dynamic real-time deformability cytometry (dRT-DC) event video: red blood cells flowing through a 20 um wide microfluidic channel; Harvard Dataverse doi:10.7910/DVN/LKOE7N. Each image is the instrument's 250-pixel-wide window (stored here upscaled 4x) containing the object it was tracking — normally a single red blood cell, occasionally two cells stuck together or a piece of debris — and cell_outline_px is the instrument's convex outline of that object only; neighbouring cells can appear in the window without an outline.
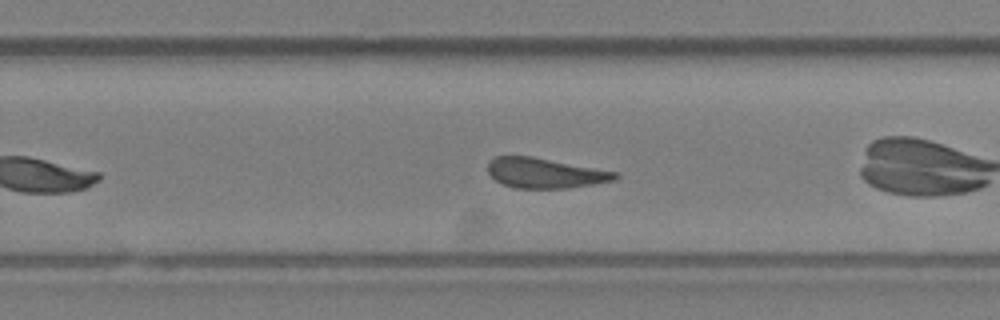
{"species": "Egyptian fruit bat (a non-hibernating species)", "species_latin": "Rousettus aegyptiacus", "temperature_condition": "room temperature", "stored_images_in_passage": 32, "camera_frame_rate_fps": 3000, "um_per_image_px": 0.085, "animal": {"sex": "female"}, "frame": {"image": 1, "passage_image": 19, "time_ms": 6.0, "image_size_px": [1000, 320], "cell_outline_px": [[620, 176], [616, 180], [568, 188], [512, 188], [496, 180], [488, 172], [488, 160], [496, 156], [532, 156], [620, 172]], "centroid_in_image_um": [46.36, 14.7], "position_along_channel_um": 283.4, "area_um2": 22.48}, "authors_computed_cell_mechanics": {"area_um2": 22.5998, "velocity_mm_per_s": 4.16, "shape_relaxation_time_tau1_ms": null, "shape_relaxation_time_tau2_ms": 1.1767, "deformation_change_tau1": null, "deformation_change_tau2": 0.0526}}